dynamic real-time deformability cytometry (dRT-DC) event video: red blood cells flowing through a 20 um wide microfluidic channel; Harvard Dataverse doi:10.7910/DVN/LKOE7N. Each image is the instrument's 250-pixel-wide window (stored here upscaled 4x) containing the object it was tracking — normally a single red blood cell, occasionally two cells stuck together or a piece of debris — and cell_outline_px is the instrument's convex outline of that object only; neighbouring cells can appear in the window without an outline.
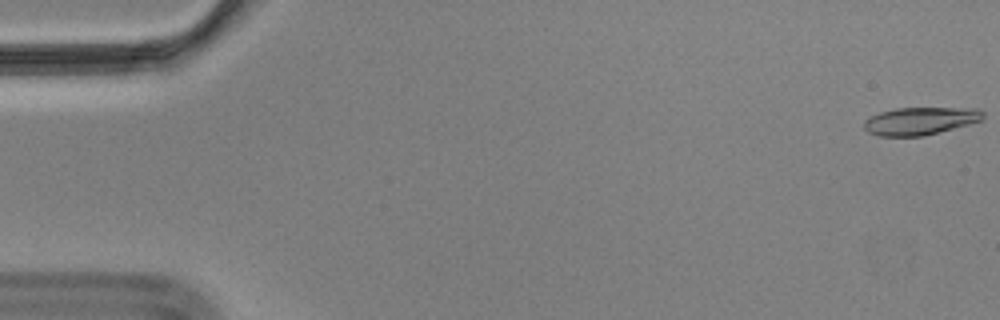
{"species": "Egyptian fruit bat (a non-hibernating species)", "species_latin": "Rousettus aegyptiacus", "temperature_condition": "cold", "stored_images_in_passage": 57, "camera_frame_rate_fps": 3000, "um_per_image_px": 0.085, "animal": {"sex": "male"}, "frame": {"image": 1, "passage_image": 1, "time_ms": 0.0, "image_size_px": [1000, 320], "cell_outline_px": [[984, 116], [980, 120], [968, 124], [924, 136], [880, 136], [868, 132], [864, 128], [864, 120], [880, 112], [896, 108], [976, 108], [984, 112]], "centroid_in_image_um": [78.2, 10.28], "position_along_channel_um": 6.8, "area_um2": 19.02}}
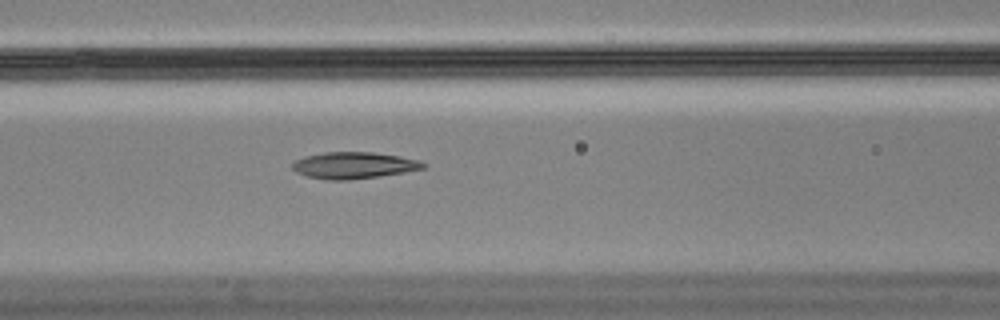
{"frame": {"image": 2, "passage_image": 24, "time_ms": 7.667, "image_size_px": [1000, 320], "cell_outline_px": [[428, 164], [424, 168], [404, 172], [380, 176], [348, 180], [328, 180], [308, 176], [296, 172], [292, 168], [292, 164], [296, 160], [304, 156], [324, 152], [376, 152], [400, 156], [420, 160]], "centroid_in_image_um": [30.1, 14.04], "position_along_channel_um": 136.5, "area_um2": 20.35}}
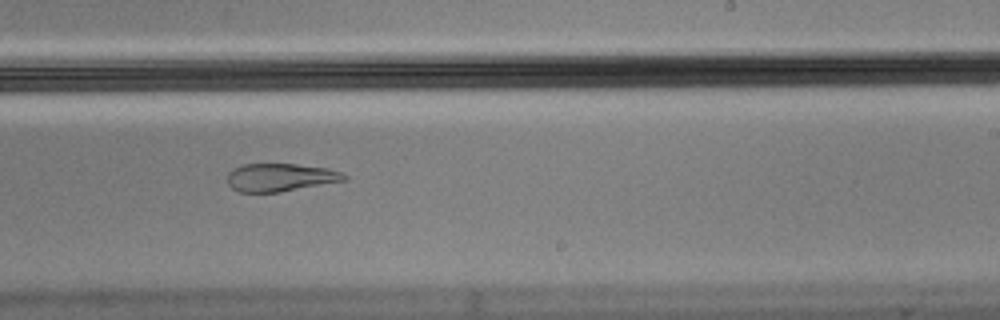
{"frame": {"image": 3, "passage_image": 35, "time_ms": 11.333, "image_size_px": [1000, 320], "cell_outline_px": [[348, 180], [280, 192], [240, 192], [232, 188], [228, 184], [228, 172], [232, 168], [240, 164], [296, 164], [328, 168], [340, 172], [348, 176]], "centroid_in_image_um": [23.82, 15.07], "position_along_channel_um": 265.2, "area_um2": 19.19}, "authors_computed_cell_mechanics": {"area_um2": 20.519, "velocity_mm_per_s": 3.5156, "shape_relaxation_time_tau1_ms": null, "shape_relaxation_time_tau2_ms": 3.0967, "deformation_change_tau1": null, "deformation_change_tau2": 0.0947}}